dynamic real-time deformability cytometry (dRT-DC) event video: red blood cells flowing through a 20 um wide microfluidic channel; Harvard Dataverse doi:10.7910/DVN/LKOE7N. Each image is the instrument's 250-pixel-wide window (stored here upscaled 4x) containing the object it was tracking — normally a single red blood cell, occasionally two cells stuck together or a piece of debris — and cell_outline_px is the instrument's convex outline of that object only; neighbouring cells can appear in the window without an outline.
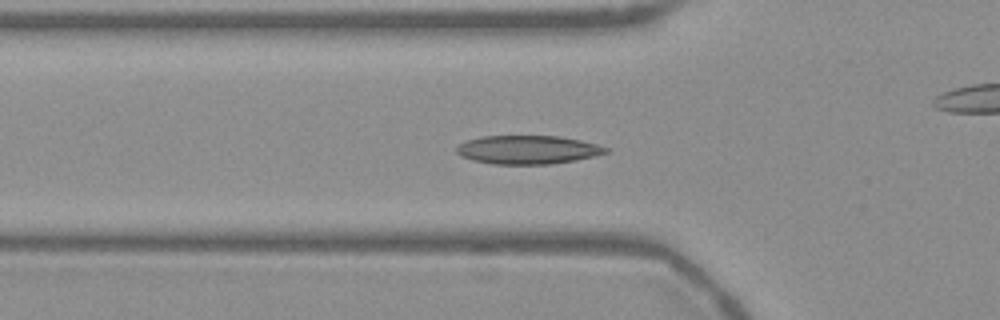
{"species": "Egyptian fruit bat (a non-hibernating species)", "species_latin": "Rousettus aegyptiacus", "temperature_condition": "warm", "stored_images_in_passage": 55, "camera_frame_rate_fps": 3000, "um_per_image_px": 0.085, "frame": {"image": 1, "passage_image": 18, "time_ms": 5.667, "image_size_px": [1000, 320], "cell_outline_px": [[608, 152], [576, 160], [548, 164], [492, 164], [472, 160], [460, 156], [456, 152], [456, 148], [464, 140], [480, 136], [560, 136], [580, 140], [596, 144], [608, 148]], "centroid_in_image_um": [44.8, 12.72], "position_along_channel_um": 81.0, "area_um2": 24.85}}
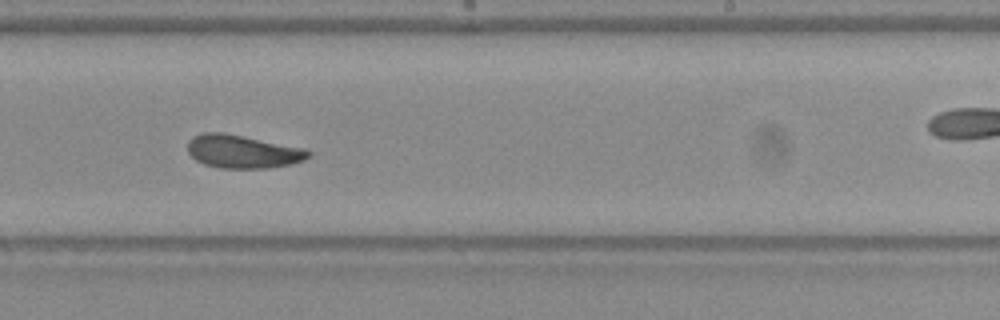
{"frame": {"image": 2, "passage_image": 33, "time_ms": 10.667, "image_size_px": [1000, 320], "cell_outline_px": [[312, 156], [304, 160], [292, 164], [264, 168], [220, 168], [204, 164], [196, 160], [188, 152], [188, 140], [192, 136], [204, 132], [224, 132], [308, 148], [312, 152]], "centroid_in_image_um": [20.67, 12.87], "position_along_channel_um": 268.3, "area_um2": 23.76}}
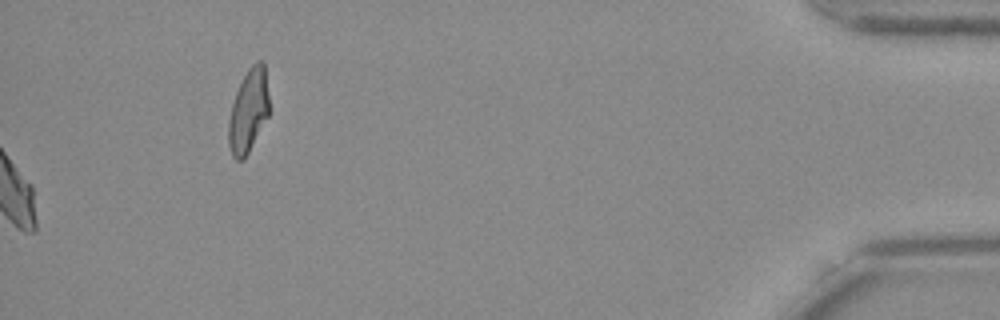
{"frame": {"image": 3, "passage_image": 55, "time_ms": 18.0, "image_size_px": [1000, 320], "cell_outline_px": [[268, 116], [244, 160], [236, 160], [232, 156], [228, 144], [228, 120], [232, 104], [236, 92], [248, 68], [256, 60], [264, 60], [268, 96]], "centroid_in_image_um": [21.1, 9.42], "position_along_channel_um": 414.1, "area_um2": 19.65}, "authors_computed_cell_mechanics": {"area_um2": 23.5246, "velocity_mm_per_s": 3.7463, "shape_relaxation_time_tau1_ms": 6.8597, "shape_relaxation_time_tau2_ms": 2.7767, "deformation_change_tau1": 0.158, "deformation_change_tau2": 0.0815}}